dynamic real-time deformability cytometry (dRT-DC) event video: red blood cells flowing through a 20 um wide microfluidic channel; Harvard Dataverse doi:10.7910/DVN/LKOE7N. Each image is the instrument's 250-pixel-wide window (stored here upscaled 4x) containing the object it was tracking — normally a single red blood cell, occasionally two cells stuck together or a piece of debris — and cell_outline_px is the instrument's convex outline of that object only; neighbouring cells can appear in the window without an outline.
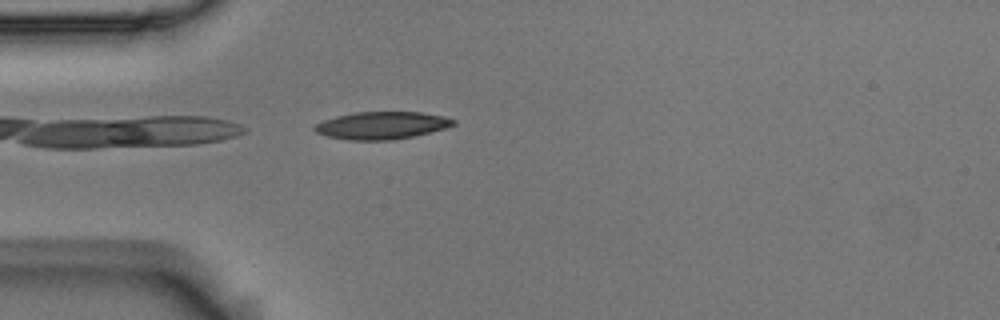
{"species": "Egyptian fruit bat (a non-hibernating species)", "species_latin": "Rousettus aegyptiacus", "temperature_condition": "room temperature", "stored_images_in_passage": 40, "camera_frame_rate_fps": 3000, "um_per_image_px": 0.085, "animal": {"sex": "male"}, "frame": {"image": 1, "passage_image": 1, "time_ms": 0.0, "image_size_px": [1000, 320], "cell_outline_px": [[456, 124], [444, 128], [412, 136], [392, 140], [348, 140], [328, 136], [316, 132], [312, 128], [316, 124], [324, 120], [336, 116], [352, 112], [420, 112], [444, 116], [456, 120]], "centroid_in_image_um": [32.43, 10.65], "position_along_channel_um": 52.6, "area_um2": 22.08}}
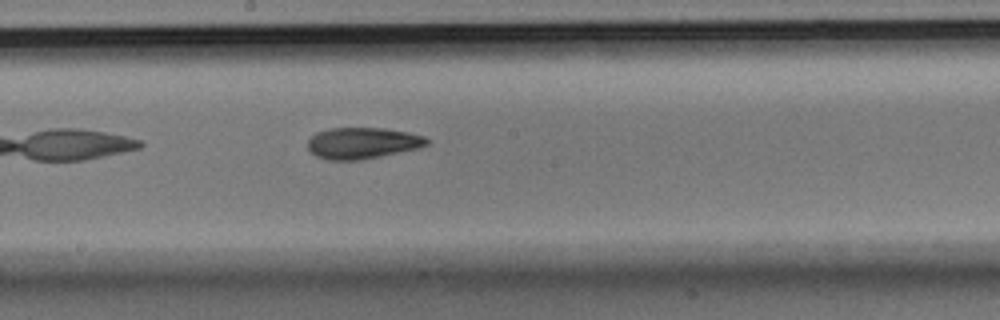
{"frame": {"image": 2, "passage_image": 15, "time_ms": 4.667, "image_size_px": [1000, 320], "cell_outline_px": [[428, 144], [420, 148], [364, 160], [328, 160], [316, 156], [308, 148], [308, 140], [316, 132], [328, 128], [384, 128], [408, 132], [424, 136], [428, 140]], "centroid_in_image_um": [30.82, 12.17], "position_along_channel_um": 217.4, "area_um2": 21.91}}
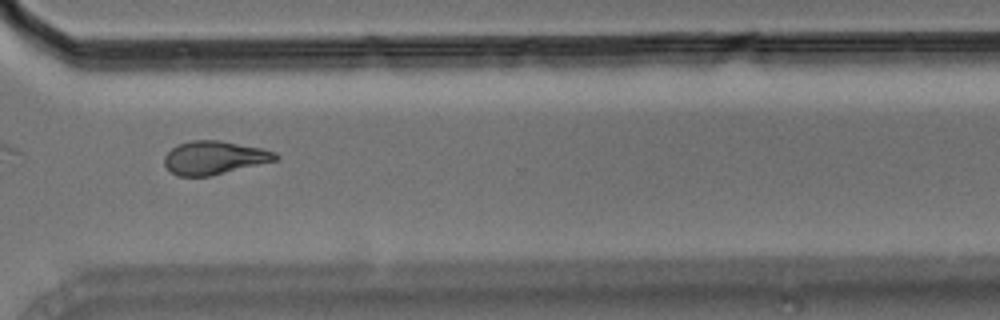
{"frame": {"image": 3, "passage_image": 26, "time_ms": 8.333, "image_size_px": [1000, 320], "cell_outline_px": [[280, 156], [276, 160], [208, 176], [176, 176], [164, 164], [164, 156], [172, 148], [180, 144], [192, 140], [220, 140], [260, 148], [276, 152]], "centroid_in_image_um": [18.2, 13.4], "position_along_channel_um": 352.4, "area_um2": 21.27}, "authors_computed_cell_mechanics": {"area_um2": 21.3282, "velocity_mm_per_s": 3.6881, "shape_relaxation_time_tau1_ms": 6.8934, "shape_relaxation_time_tau2_ms": 5.9097, "deformation_change_tau1": 0.1716, "deformation_change_tau2": 0.1338}}